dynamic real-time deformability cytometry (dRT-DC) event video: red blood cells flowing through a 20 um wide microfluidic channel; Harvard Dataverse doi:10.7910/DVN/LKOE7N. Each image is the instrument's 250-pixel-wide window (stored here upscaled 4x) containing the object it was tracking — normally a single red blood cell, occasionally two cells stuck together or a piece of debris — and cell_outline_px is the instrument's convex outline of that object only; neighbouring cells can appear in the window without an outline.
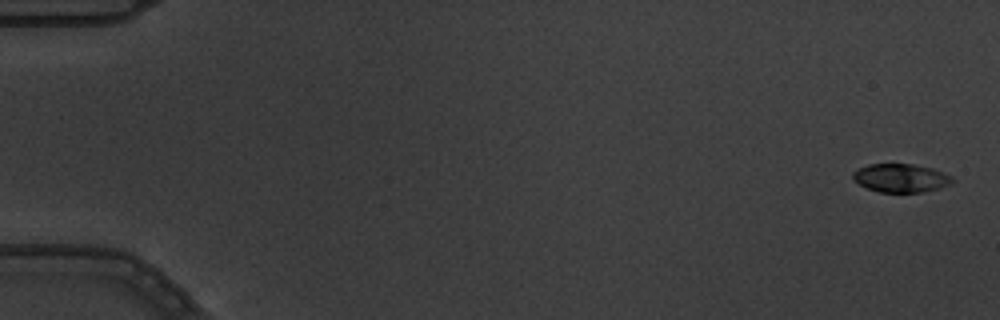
{"species": "common noctule bat (a hibernating species)", "species_latin": "Nyctalus noctula", "temperature_condition": "warm", "stored_images_in_passage": 3, "camera_frame_rate_fps": 3000, "um_per_image_px": 0.085, "animal": {"sex": "male", "body_mass_g": 19.5, "forearm_length_mm": 54.6}, "frame": {"image": 1, "passage_image": 1, "time_ms": 0.0, "image_size_px": [1000, 320], "cell_outline_px": [[952, 184], [920, 192], [880, 192], [868, 188], [852, 180], [852, 172], [868, 164], [912, 164], [932, 168], [952, 176]], "centroid_in_image_um": [76.54, 15.12], "position_along_channel_um": 8.5, "area_um2": 16.3}}